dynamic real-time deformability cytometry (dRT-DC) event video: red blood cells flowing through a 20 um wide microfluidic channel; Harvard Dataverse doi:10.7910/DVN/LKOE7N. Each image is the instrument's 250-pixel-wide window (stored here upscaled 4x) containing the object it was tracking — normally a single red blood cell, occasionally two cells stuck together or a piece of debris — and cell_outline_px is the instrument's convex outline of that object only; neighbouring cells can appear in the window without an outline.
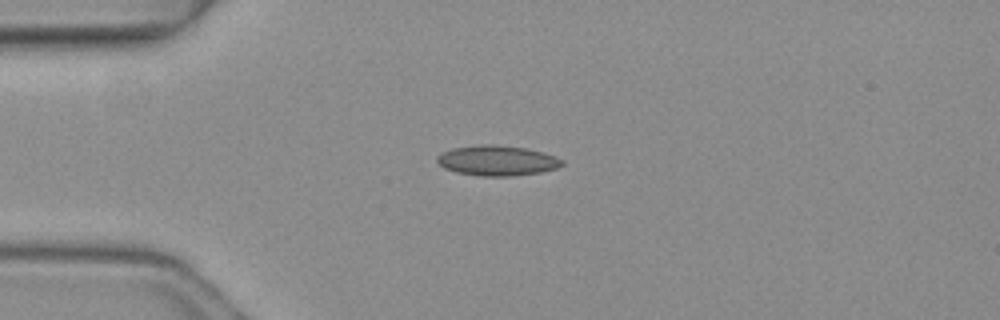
{"species": "common noctule bat (a hibernating species)", "species_latin": "Nyctalus noctula", "temperature_condition": "warm", "stored_images_in_passage": 5, "camera_frame_rate_fps": 3000, "um_per_image_px": 0.085, "animal": {"sex": "female", "body_mass_g": 19.3, "forearm_length_mm": 54.1}, "frame": {"image": 1, "passage_image": 3, "time_ms": 0.667, "image_size_px": [1000, 320], "cell_outline_px": [[564, 164], [556, 168], [540, 172], [512, 176], [480, 176], [456, 172], [444, 168], [436, 160], [436, 156], [440, 152], [452, 148], [480, 144], [492, 144], [524, 148], [540, 152], [564, 160]], "centroid_in_image_um": [42.2, 13.65], "position_along_channel_um": 42.8, "area_um2": 21.91}}
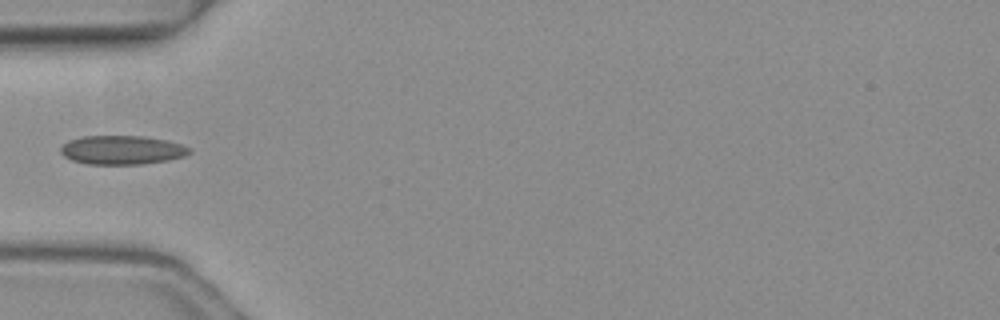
{"frame": {"image": 2, "passage_image": 4, "time_ms": 1.0, "image_size_px": [1000, 320], "cell_outline_px": [[192, 152], [184, 156], [168, 160], [144, 164], [88, 164], [72, 160], [64, 156], [60, 152], [60, 148], [68, 140], [84, 136], [144, 136], [168, 140], [192, 148]], "centroid_in_image_um": [10.39, 12.75], "position_along_channel_um": 74.6, "area_um2": 21.79}}
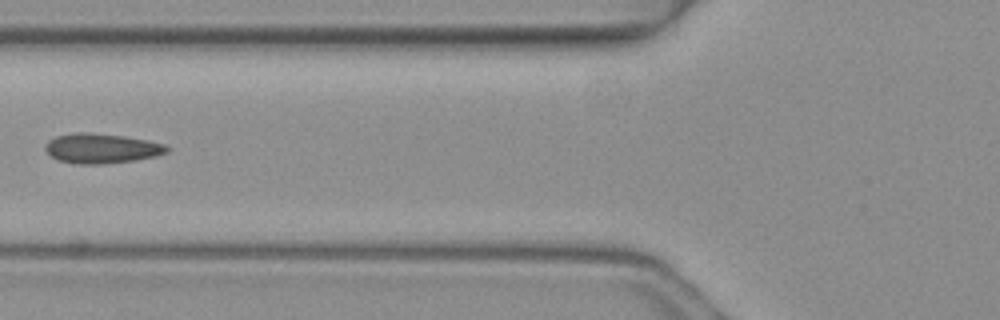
{"frame": {"image": 3, "passage_image": 5, "time_ms": 1.333, "image_size_px": [1000, 320], "cell_outline_px": [[168, 152], [156, 156], [136, 160], [104, 164], [76, 164], [56, 160], [44, 148], [44, 144], [48, 140], [56, 136], [76, 132], [84, 132], [124, 136], [148, 140], [164, 144], [168, 148]], "centroid_in_image_um": [8.61, 12.62], "position_along_channel_um": 117.2, "area_um2": 21.21}}